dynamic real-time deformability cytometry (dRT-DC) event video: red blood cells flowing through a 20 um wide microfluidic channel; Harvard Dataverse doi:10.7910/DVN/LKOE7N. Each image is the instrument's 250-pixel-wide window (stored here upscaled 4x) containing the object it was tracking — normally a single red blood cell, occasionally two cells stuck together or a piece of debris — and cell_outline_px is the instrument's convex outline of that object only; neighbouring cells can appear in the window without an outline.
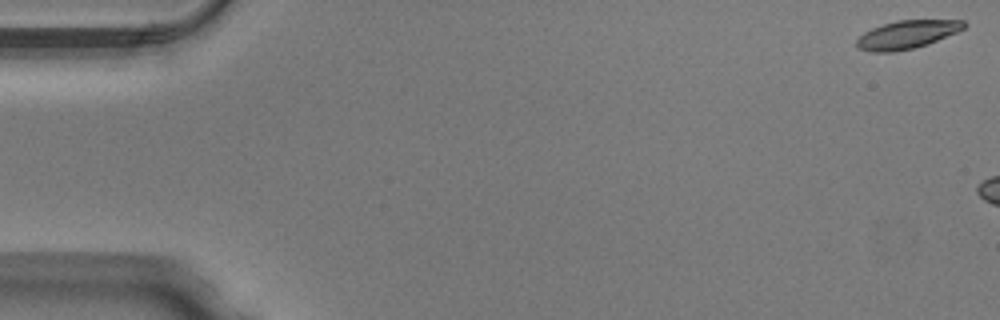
{"species": "Egyptian fruit bat (a non-hibernating species)", "species_latin": "Rousettus aegyptiacus", "temperature_condition": "warm", "stored_images_in_passage": 6, "camera_frame_rate_fps": 3000, "um_per_image_px": 0.085, "animal": {"sex": "male"}, "frame": {"image": 1, "passage_image": 1, "time_ms": 0.0, "image_size_px": [1000, 320], "cell_outline_px": [[968, 24], [964, 28], [956, 32], [928, 44], [912, 48], [892, 52], [872, 52], [860, 48], [856, 44], [856, 40], [864, 32], [872, 28], [896, 20], [964, 20]], "centroid_in_image_um": [77.1, 2.93], "position_along_channel_um": 7.9, "area_um2": 17.46}}